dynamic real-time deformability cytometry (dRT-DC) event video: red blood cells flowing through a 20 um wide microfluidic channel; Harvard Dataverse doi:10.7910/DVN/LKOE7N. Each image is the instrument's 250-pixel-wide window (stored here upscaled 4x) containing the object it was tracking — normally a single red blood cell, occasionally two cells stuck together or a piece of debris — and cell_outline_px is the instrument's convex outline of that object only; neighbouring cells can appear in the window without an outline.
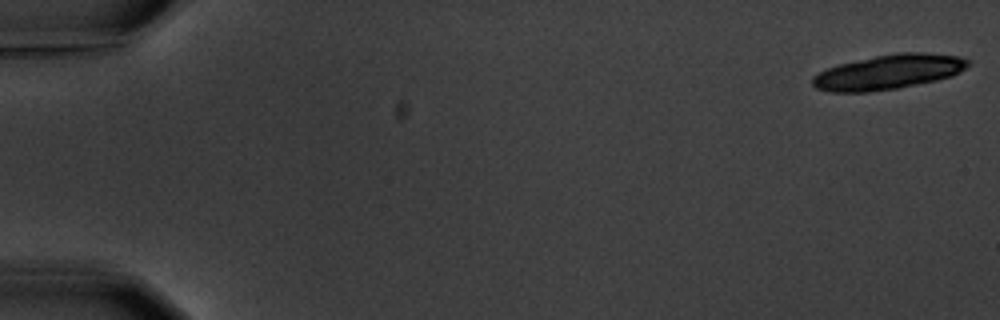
{"species": "common noctule bat (a hibernating species)", "species_latin": "Nyctalus noctula", "temperature_condition": "warm", "stored_images_in_passage": 8, "camera_frame_rate_fps": 3000, "um_per_image_px": 0.085, "animal": {"sex": "male", "body_mass_g": 20.1, "forearm_length_mm": 53.5}, "frame": {"image": 1, "passage_image": 1, "time_ms": 0.0, "image_size_px": [1000, 320], "cell_outline_px": [[968, 64], [960, 72], [952, 76], [936, 80], [896, 88], [868, 92], [832, 92], [816, 88], [812, 84], [812, 76], [828, 68], [840, 64], [876, 56], [896, 52], [924, 52], [960, 56], [968, 60]], "centroid_in_image_um": [75.52, 6.11], "position_along_channel_um": 9.5, "area_um2": 31.15}}
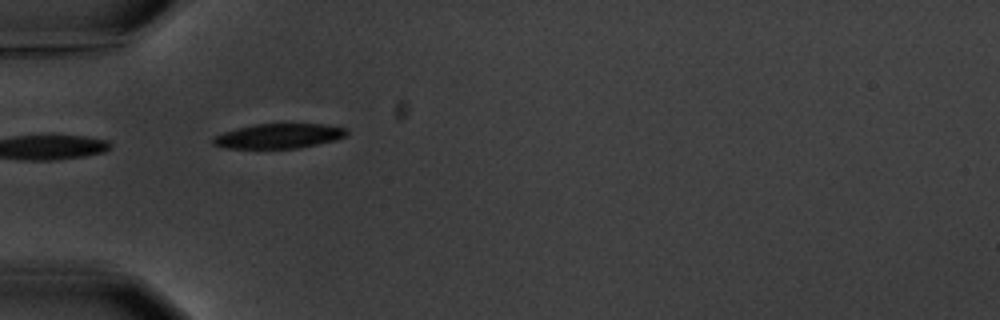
{"frame": {"image": 2, "passage_image": 6, "time_ms": 6.0, "image_size_px": [1000, 320], "cell_outline_px": [[348, 132], [344, 136], [336, 140], [296, 148], [224, 148], [212, 144], [212, 140], [216, 136], [224, 132], [236, 128], [256, 124], [320, 124], [344, 128]], "centroid_in_image_um": [23.66, 11.56], "position_along_channel_um": 61.3, "area_um2": 18.96}}